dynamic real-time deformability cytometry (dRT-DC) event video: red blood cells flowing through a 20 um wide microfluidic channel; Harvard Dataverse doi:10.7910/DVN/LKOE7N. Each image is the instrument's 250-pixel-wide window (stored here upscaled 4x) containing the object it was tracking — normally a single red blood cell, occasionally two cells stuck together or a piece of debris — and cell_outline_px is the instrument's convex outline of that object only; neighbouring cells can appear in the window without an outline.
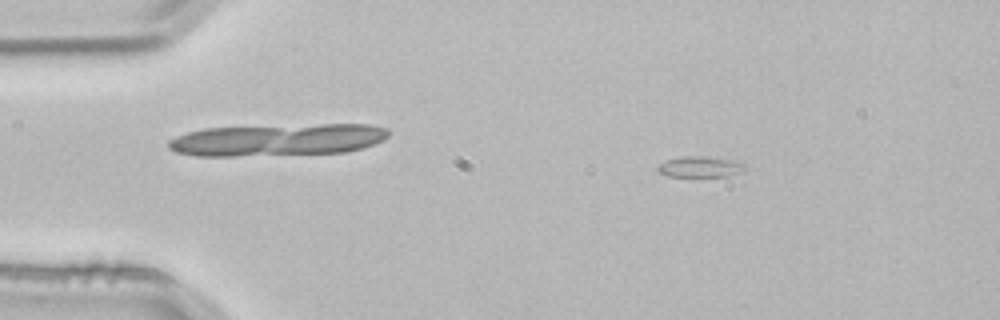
{"species": "common noctule bat (a hibernating species)", "species_latin": "Nyctalus noctula", "temperature_condition": "room temperature", "stored_images_in_passage": 3, "camera_frame_rate_fps": 3000, "um_per_image_px": 0.085, "animal": {"sex": "male", "body_mass_g": 21.5, "forearm_length_mm": 52.0}, "frame": {"image": 1, "passage_image": 3, "time_ms": 0.667, "image_size_px": [1000, 320], "cell_outline_px": [[744, 168], [728, 176], [668, 176], [660, 172], [656, 168], [660, 164], [668, 160], [680, 156], [700, 156], [744, 160]], "centroid_in_image_um": [59.54, 14.15], "position_along_channel_um": 25.5, "area_um2": 10.52}}